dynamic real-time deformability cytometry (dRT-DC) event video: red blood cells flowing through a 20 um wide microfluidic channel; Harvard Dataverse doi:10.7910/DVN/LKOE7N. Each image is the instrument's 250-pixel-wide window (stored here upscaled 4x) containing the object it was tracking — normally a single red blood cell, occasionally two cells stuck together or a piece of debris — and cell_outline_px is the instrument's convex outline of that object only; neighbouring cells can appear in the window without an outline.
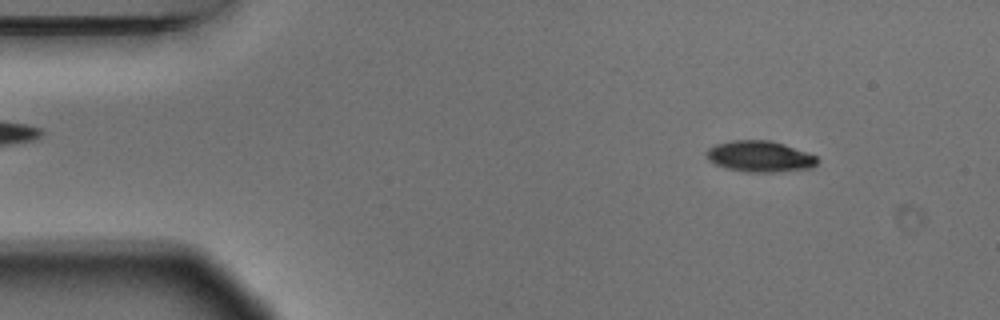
{"species": "Egyptian fruit bat (a non-hibernating species)", "species_latin": "Rousettus aegyptiacus", "temperature_condition": "warm", "stored_images_in_passage": 4, "camera_frame_rate_fps": 3000, "um_per_image_px": 0.085, "animal": {"sex": "male"}, "frame": {"image": 1, "passage_image": 1, "time_ms": 0.0, "image_size_px": [1000, 320], "cell_outline_px": [[820, 160], [812, 168], [772, 172], [748, 172], [728, 168], [716, 164], [708, 160], [704, 152], [708, 148], [716, 144], [732, 140], [768, 140], [784, 144], [816, 156]], "centroid_in_image_um": [64.57, 13.29], "position_along_channel_um": 20.4, "area_um2": 20.0}}
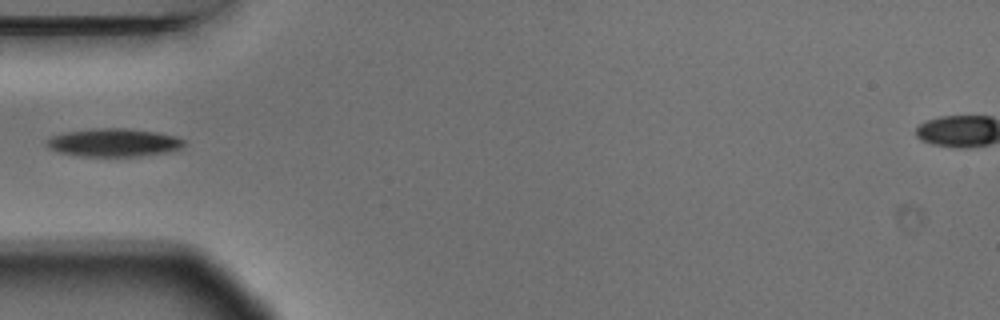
{"frame": {"image": 2, "passage_image": 4, "time_ms": 1.0, "image_size_px": [1000, 320], "cell_outline_px": [[184, 144], [176, 152], [140, 156], [80, 156], [56, 152], [48, 148], [44, 144], [44, 140], [52, 136], [64, 132], [96, 128], [128, 128], [156, 132], [176, 136], [184, 140]], "centroid_in_image_um": [9.65, 12.12], "position_along_channel_um": 75.3, "area_um2": 22.95}}